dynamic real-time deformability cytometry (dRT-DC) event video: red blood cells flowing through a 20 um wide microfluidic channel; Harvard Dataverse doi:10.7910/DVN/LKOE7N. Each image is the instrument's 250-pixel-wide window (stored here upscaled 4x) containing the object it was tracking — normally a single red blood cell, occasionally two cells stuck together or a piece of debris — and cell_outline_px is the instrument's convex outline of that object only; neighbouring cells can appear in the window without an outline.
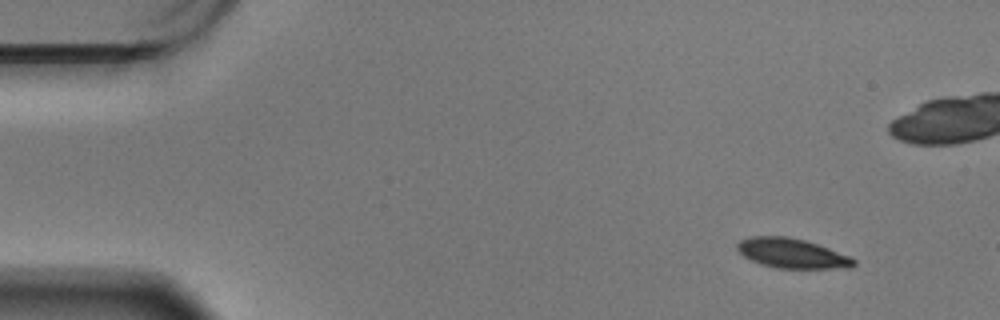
{"species": "Egyptian fruit bat (a non-hibernating species)", "species_latin": "Rousettus aegyptiacus", "temperature_condition": "warm", "stored_images_in_passage": 9, "camera_frame_rate_fps": 3000, "um_per_image_px": 0.085, "animal": {"sex": "male"}, "frame": {"image": 1, "passage_image": 1, "time_ms": 0.0, "image_size_px": [1000, 320], "cell_outline_px": [[856, 264], [852, 268], [776, 268], [760, 264], [744, 256], [736, 248], [736, 244], [740, 240], [752, 236], [788, 236], [804, 240], [852, 256], [856, 260]], "centroid_in_image_um": [67.34, 21.53], "position_along_channel_um": 17.7, "area_um2": 20.23}}